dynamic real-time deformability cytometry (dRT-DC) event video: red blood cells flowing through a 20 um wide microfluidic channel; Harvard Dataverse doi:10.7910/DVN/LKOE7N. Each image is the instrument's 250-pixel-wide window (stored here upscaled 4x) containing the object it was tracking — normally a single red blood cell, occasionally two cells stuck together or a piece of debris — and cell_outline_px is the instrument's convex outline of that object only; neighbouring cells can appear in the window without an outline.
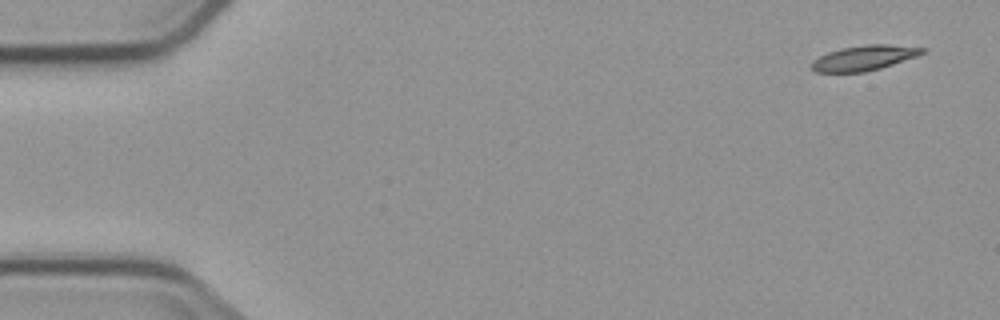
{"species": "common noctule bat (a hibernating species)", "species_latin": "Nyctalus noctula", "temperature_condition": "cold", "stored_images_in_passage": 6, "segment_of_instrument_passage": [1, 2], "camera_frame_rate_fps": 3000, "um_per_image_px": 0.085, "animal": {"sex": "male", "body_mass_g": 23.1, "forearm_length_mm": 52.7}, "frame": {"image": 1, "passage_image": 1, "time_ms": 0.0, "image_size_px": [1000, 320], "cell_outline_px": [[924, 52], [916, 56], [880, 68], [864, 72], [816, 72], [812, 68], [812, 60], [828, 52], [840, 48], [868, 44], [888, 44], [924, 48]], "centroid_in_image_um": [73.41, 4.92], "position_along_channel_um": 11.6, "area_um2": 15.9}}
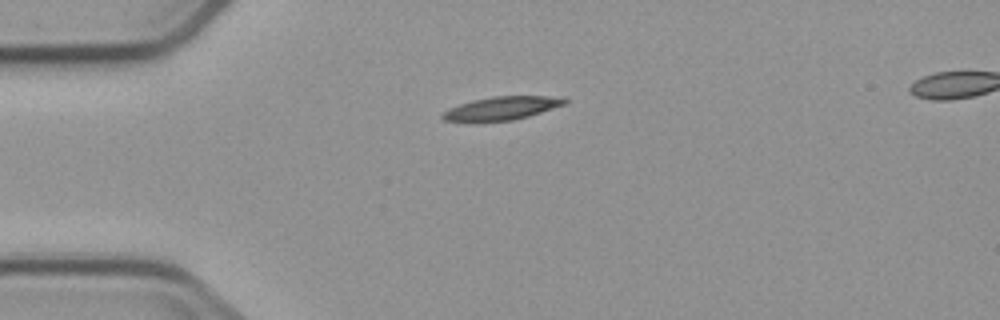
{"frame": {"image": 2, "passage_image": 4, "time_ms": 3.667, "image_size_px": [1000, 320], "cell_outline_px": [[568, 100], [564, 104], [528, 116], [512, 120], [444, 120], [440, 116], [448, 108], [472, 100], [492, 96], [564, 96]], "centroid_in_image_um": [42.69, 9.16], "position_along_channel_um": 42.3, "area_um2": 16.13}}